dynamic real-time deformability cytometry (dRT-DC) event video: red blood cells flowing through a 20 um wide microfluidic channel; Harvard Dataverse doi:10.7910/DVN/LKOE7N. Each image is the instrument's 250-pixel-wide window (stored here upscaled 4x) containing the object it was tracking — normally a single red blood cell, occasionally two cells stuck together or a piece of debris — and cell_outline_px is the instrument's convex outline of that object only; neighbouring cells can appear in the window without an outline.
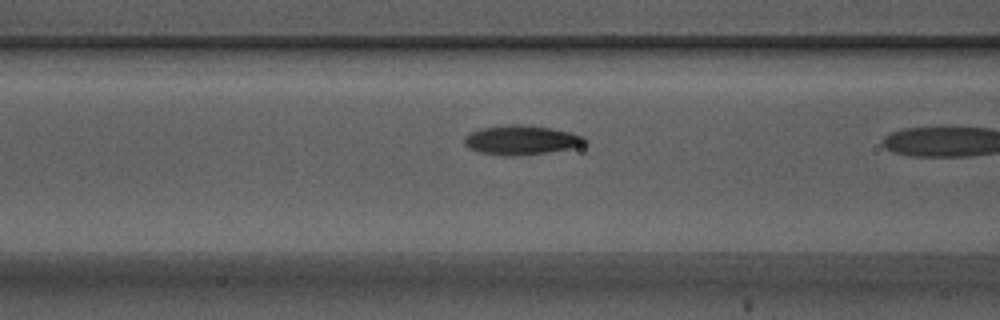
{"species": "Egyptian fruit bat (a non-hibernating species)", "species_latin": "Rousettus aegyptiacus", "temperature_condition": "warm", "stored_images_in_passage": 7, "camera_frame_rate_fps": 3000, "um_per_image_px": 0.085, "animal": {"sex": "male"}, "frame": {"image": 1, "passage_image": 6, "time_ms": 1.667, "image_size_px": [1000, 320], "cell_outline_px": [[588, 140], [584, 144], [572, 148], [544, 152], [512, 156], [504, 156], [480, 152], [468, 148], [464, 144], [464, 136], [468, 132], [480, 128], [512, 124], [520, 124], [552, 128], [572, 132], [584, 136]], "centroid_in_image_um": [44.28, 11.89], "position_along_channel_um": 122.3, "area_um2": 20.69}}